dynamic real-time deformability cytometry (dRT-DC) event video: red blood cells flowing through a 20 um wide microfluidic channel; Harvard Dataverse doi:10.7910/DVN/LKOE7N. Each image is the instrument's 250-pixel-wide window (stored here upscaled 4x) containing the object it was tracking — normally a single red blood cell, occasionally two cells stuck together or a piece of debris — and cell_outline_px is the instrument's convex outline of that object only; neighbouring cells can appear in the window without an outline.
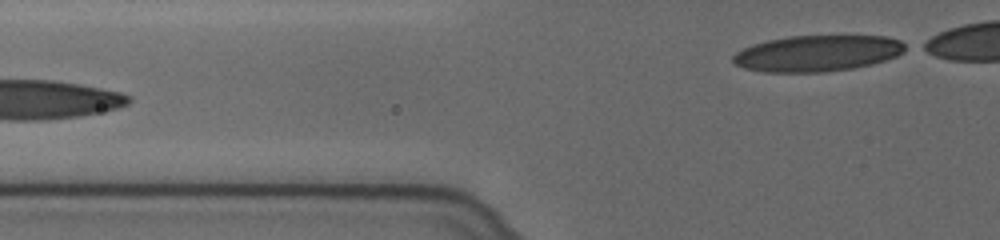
{"species": "human", "species_latin": "Homo sapiens", "temperature_condition": "cold", "stored_images_in_passage": 7, "segment_of_instrument_passage": [2, 2], "camera_frame_rate_fps": 3000, "um_per_image_px": 0.085, "donor": {"sex": "female"}, "frame": {"image": 1, "passage_image": 7, "time_ms": 2.0, "image_size_px": [1000, 240], "cell_outline_px": [[912, 48], [896, 56], [872, 64], [852, 68], [824, 72], [764, 72], [744, 68], [736, 64], [732, 60], [732, 56], [736, 52], [752, 44], [768, 40], [788, 36], [884, 36], [900, 40], [908, 44]], "centroid_in_image_um": [69.52, 4.53], "position_along_channel_um": 56.3, "area_um2": 36.47}}